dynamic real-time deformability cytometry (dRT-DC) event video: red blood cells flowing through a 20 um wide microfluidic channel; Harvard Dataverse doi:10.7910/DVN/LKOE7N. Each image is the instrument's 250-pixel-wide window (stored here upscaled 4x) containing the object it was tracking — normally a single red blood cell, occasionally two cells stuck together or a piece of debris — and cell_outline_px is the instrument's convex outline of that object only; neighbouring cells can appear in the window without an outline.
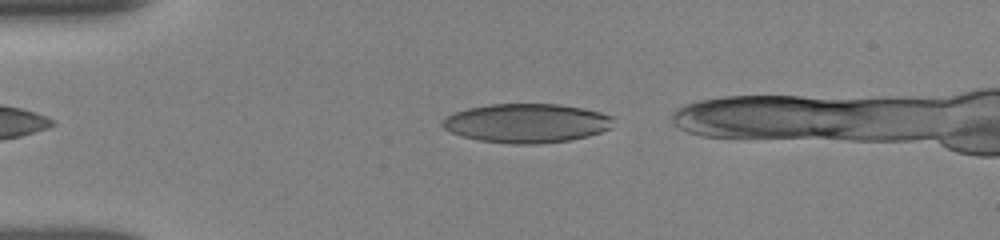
{"species": "human", "species_latin": "Homo sapiens", "temperature_condition": "room temperature", "stored_images_in_passage": 3, "camera_frame_rate_fps": 3000, "um_per_image_px": 0.085, "donor": {"sex": "female"}, "frame": {"image": 1, "passage_image": 3, "time_ms": 1.667, "image_size_px": [1000, 240], "cell_outline_px": [[612, 128], [588, 136], [568, 140], [536, 144], [512, 144], [480, 140], [464, 136], [452, 132], [444, 128], [440, 124], [440, 120], [444, 116], [468, 108], [492, 104], [556, 104], [584, 108], [600, 112], [612, 116]], "centroid_in_image_um": [44.75, 10.46], "position_along_channel_um": 40.2, "area_um2": 38.84}}